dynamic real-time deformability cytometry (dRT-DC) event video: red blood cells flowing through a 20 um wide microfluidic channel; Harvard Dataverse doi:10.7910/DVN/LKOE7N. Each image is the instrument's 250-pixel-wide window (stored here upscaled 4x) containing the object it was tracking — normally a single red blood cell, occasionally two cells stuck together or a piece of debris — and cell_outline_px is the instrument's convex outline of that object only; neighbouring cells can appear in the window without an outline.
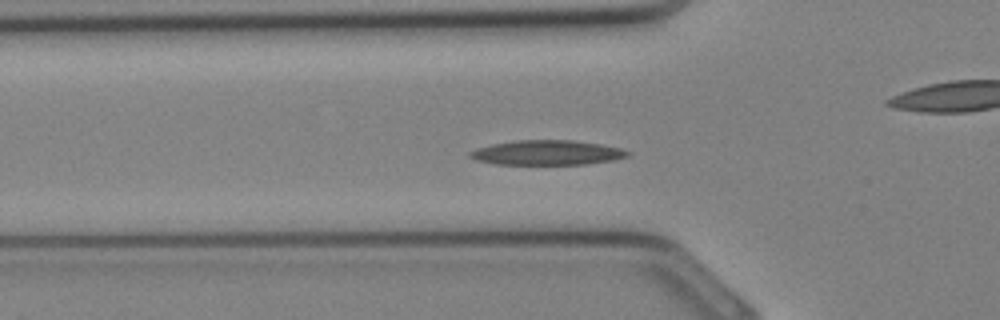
{"species": "Egyptian fruit bat (a non-hibernating species)", "species_latin": "Rousettus aegyptiacus", "temperature_condition": "cold", "stored_images_in_passage": 7, "camera_frame_rate_fps": 3000, "um_per_image_px": 0.085, "animal": {"sex": "female"}, "frame": {"image": 1, "passage_image": 5, "time_ms": 1.333, "image_size_px": [1000, 320], "cell_outline_px": [[632, 152], [628, 156], [612, 160], [584, 164], [492, 164], [476, 160], [468, 156], [468, 152], [476, 148], [492, 144], [516, 140], [572, 140], [600, 144], [620, 148]], "centroid_in_image_um": [46.46, 12.97], "position_along_channel_um": 79.3, "area_um2": 22.72}}